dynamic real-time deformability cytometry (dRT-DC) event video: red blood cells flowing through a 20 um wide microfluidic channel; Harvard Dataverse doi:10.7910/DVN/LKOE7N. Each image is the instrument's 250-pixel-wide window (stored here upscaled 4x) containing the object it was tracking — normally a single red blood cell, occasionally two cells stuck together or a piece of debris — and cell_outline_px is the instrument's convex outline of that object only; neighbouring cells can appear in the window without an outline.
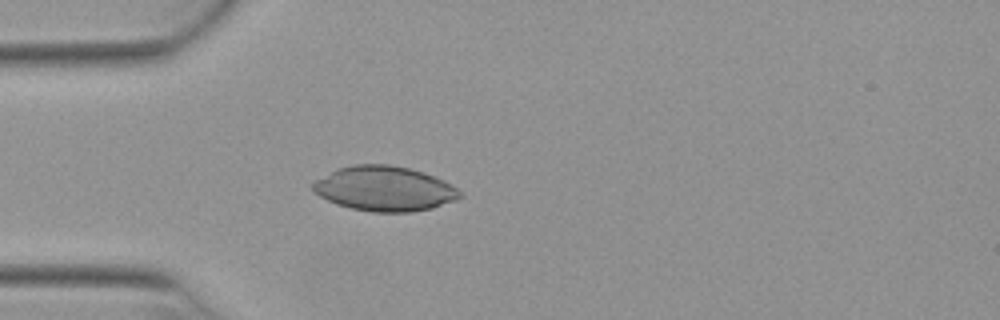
{"species": "Egyptian fruit bat (a non-hibernating species)", "species_latin": "Rousettus aegyptiacus", "temperature_condition": "warm", "stored_images_in_passage": 51, "camera_frame_rate_fps": 3000, "um_per_image_px": 0.085, "animal": {"sex": "female"}, "frame": {"image": 1, "passage_image": 14, "time_ms": 4.333, "image_size_px": [1000, 320], "cell_outline_px": [[464, 196], [456, 200], [432, 208], [408, 212], [372, 212], [352, 208], [336, 204], [312, 192], [312, 184], [316, 180], [340, 168], [356, 164], [388, 164], [408, 168], [424, 172], [444, 180], [456, 188]], "centroid_in_image_um": [32.7, 16.04], "position_along_channel_um": 52.3, "area_um2": 38.21}}
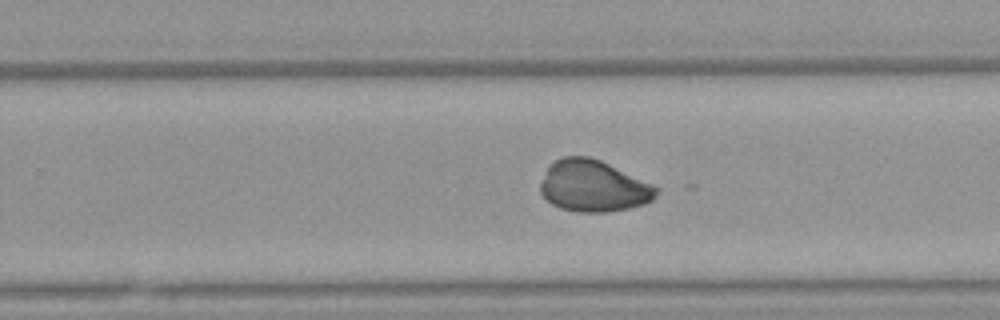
{"frame": {"image": 2, "passage_image": 32, "time_ms": 10.333, "image_size_px": [1000, 320], "cell_outline_px": [[660, 188], [656, 196], [652, 200], [644, 204], [628, 208], [604, 212], [576, 212], [560, 208], [552, 204], [540, 192], [540, 184], [548, 164], [564, 156], [588, 156], [600, 160], [652, 184]], "centroid_in_image_um": [50.42, 15.81], "position_along_channel_um": 279.4, "area_um2": 34.74}}
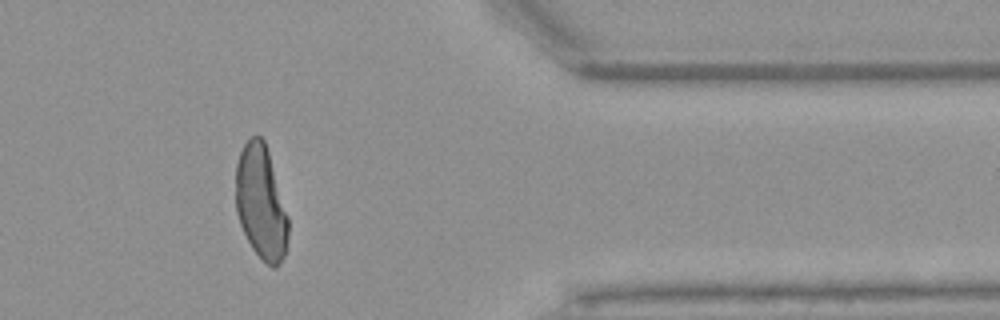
{"frame": {"image": 3, "passage_image": 42, "time_ms": 13.667, "image_size_px": [1000, 320], "cell_outline_px": [[288, 236], [284, 256], [280, 264], [276, 268], [272, 268], [252, 248], [240, 224], [236, 212], [236, 164], [240, 152], [244, 144], [252, 136], [260, 136], [264, 140], [268, 152], [288, 216]], "centroid_in_image_um": [22.18, 17.23], "position_along_channel_um": 389.2, "area_um2": 34.51}}